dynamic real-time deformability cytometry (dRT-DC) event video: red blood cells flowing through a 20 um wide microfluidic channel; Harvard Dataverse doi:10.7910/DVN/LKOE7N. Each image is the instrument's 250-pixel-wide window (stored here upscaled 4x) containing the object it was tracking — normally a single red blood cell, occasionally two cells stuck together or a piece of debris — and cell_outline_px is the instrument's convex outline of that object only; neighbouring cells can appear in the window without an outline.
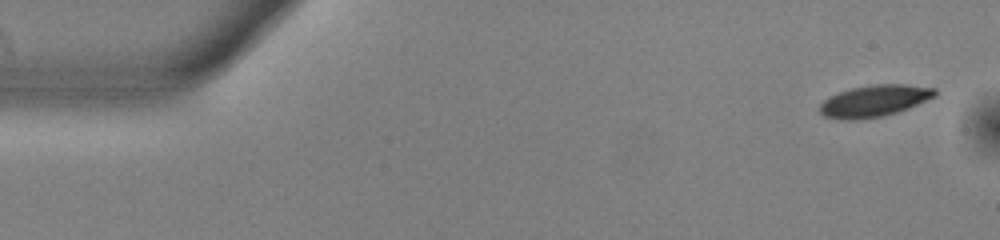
{"species": "common noctule bat (a hibernating species)", "species_latin": "Nyctalus noctula", "temperature_condition": "warm", "stored_images_in_passage": 23, "camera_frame_rate_fps": 3000, "um_per_image_px": 0.085, "animal": {"sex": "male", "body_mass_g": 13.0, "forearm_length_mm": 53.1}, "frame": {"image": 1, "passage_image": 3, "time_ms": 0.667, "image_size_px": [1000, 240], "cell_outline_px": [[936, 96], [908, 108], [884, 116], [856, 120], [840, 120], [824, 116], [820, 112], [820, 104], [824, 100], [840, 92], [852, 88], [872, 84], [908, 84], [936, 88]], "centroid_in_image_um": [74.33, 8.58], "position_along_channel_um": 10.7, "area_um2": 21.21}}
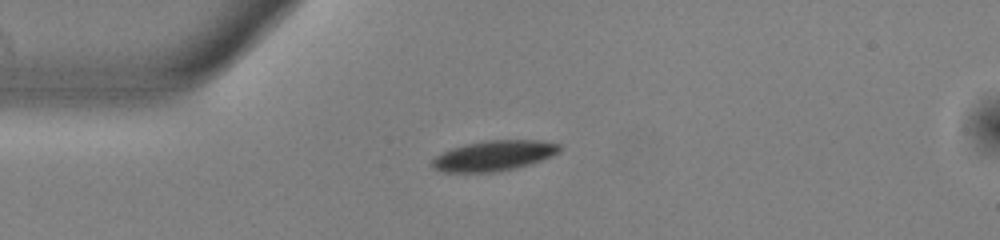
{"frame": {"image": 2, "passage_image": 14, "time_ms": 4.333, "image_size_px": [1000, 240], "cell_outline_px": [[560, 152], [552, 156], [532, 164], [516, 168], [496, 172], [444, 172], [432, 168], [428, 164], [436, 156], [452, 148], [464, 144], [484, 140], [540, 140], [560, 144]], "centroid_in_image_um": [41.98, 13.24], "position_along_channel_um": 43.0, "area_um2": 22.77}}